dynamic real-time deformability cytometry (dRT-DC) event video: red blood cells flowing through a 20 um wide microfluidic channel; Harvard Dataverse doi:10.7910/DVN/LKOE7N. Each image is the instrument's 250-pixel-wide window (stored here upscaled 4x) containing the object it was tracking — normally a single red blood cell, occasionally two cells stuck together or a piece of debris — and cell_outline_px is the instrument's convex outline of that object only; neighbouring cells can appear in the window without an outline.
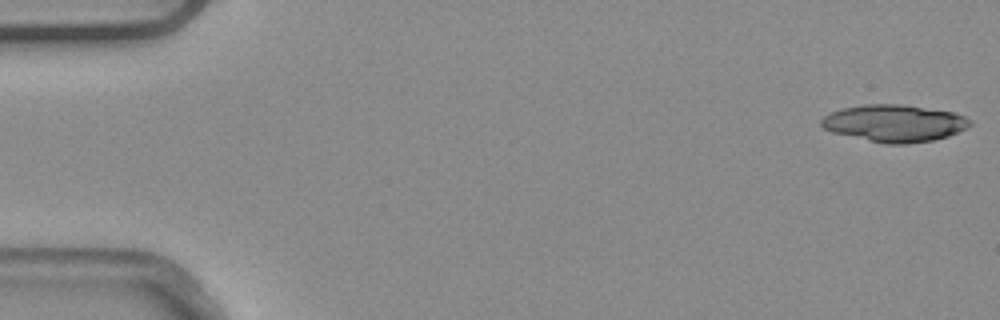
{"species": "common noctule bat (a hibernating species)", "species_latin": "Nyctalus noctula", "temperature_condition": "warm", "stored_images_in_passage": 5, "camera_frame_rate_fps": 3000, "um_per_image_px": 0.085, "animal": {"sex": "male", "body_mass_g": 20.4}, "frame": {"image": 1, "passage_image": 1, "time_ms": 0.0, "image_size_px": [1000, 320], "cell_outline_px": [[972, 124], [968, 128], [948, 136], [932, 140], [908, 144], [884, 144], [832, 132], [824, 128], [820, 124], [820, 120], [824, 116], [832, 112], [844, 108], [864, 104], [900, 104], [956, 112], [972, 120]], "centroid_in_image_um": [76.06, 10.47], "position_along_channel_um": 8.9, "area_um2": 32.25}}
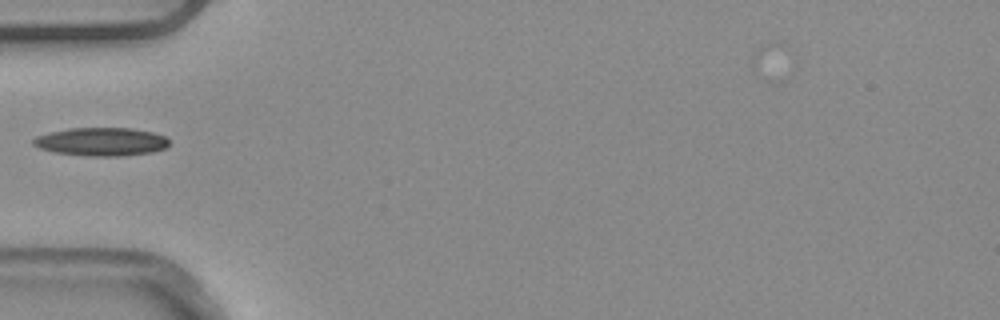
{"frame": {"image": 2, "passage_image": 5, "time_ms": 1.333, "image_size_px": [1000, 320], "cell_outline_px": [[168, 144], [164, 148], [152, 152], [124, 156], [88, 156], [56, 152], [40, 148], [32, 144], [32, 140], [36, 136], [68, 128], [132, 128], [152, 132], [164, 136], [168, 140]], "centroid_in_image_um": [8.61, 12.04], "position_along_channel_um": 76.4, "area_um2": 22.25}}